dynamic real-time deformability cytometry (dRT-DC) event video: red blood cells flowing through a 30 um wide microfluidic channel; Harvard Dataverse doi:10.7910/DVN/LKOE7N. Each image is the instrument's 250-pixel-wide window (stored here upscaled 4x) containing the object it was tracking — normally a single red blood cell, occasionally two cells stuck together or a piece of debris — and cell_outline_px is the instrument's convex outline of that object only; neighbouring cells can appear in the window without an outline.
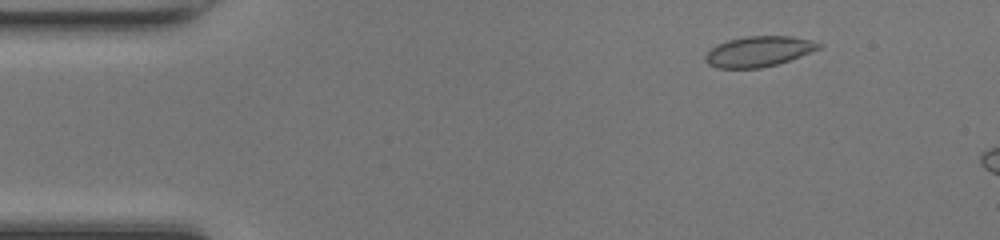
{"species": "common noctule bat (a hibernating species)", "species_latin": "Nyctalus noctula", "temperature_condition": "room temperature", "stored_images_in_passage": 12, "camera_frame_rate_fps": 3000, "um_per_image_px": 0.085, "animal": {"sex": "female", "body_mass_g": 17.0, "forearm_length_mm": 48.0}, "frame": {"image": 1, "passage_image": 3, "time_ms": 0.667, "image_size_px": [1000, 240], "cell_outline_px": [[824, 44], [820, 48], [800, 56], [776, 64], [760, 68], [716, 68], [708, 64], [704, 60], [704, 56], [716, 44], [728, 40], [744, 36], [792, 36], [812, 40]], "centroid_in_image_um": [64.47, 4.36], "position_along_channel_um": 20.5, "area_um2": 20.11}}